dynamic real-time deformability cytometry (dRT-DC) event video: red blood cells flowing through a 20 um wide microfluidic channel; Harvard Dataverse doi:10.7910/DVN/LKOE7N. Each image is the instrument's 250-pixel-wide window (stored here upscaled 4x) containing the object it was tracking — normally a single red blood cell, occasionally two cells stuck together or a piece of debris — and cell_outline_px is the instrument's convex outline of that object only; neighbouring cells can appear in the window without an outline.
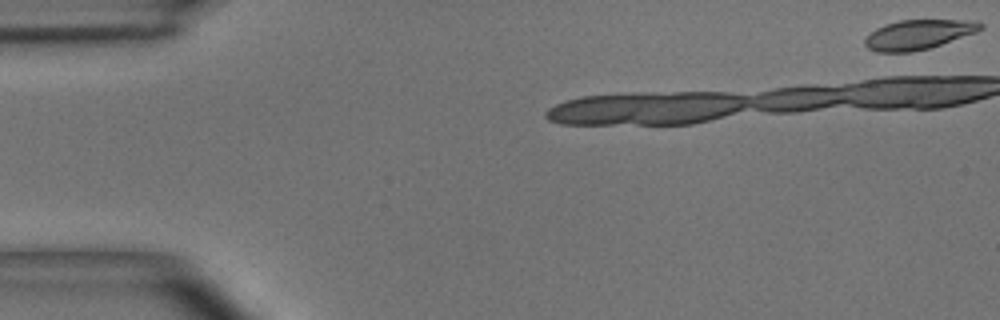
{"species": "common noctule bat (a hibernating species)", "species_latin": "Nyctalus noctula", "temperature_condition": "room temperature", "stored_images_in_passage": 9, "camera_frame_rate_fps": 3000, "um_per_image_px": 0.085, "animal": {"sex": "male", "body_mass_g": 15.6}, "frame": {"image": 1, "passage_image": 1, "time_ms": 0.0, "image_size_px": [1000, 320], "cell_outline_px": [[984, 28], [976, 32], [928, 48], [912, 52], [876, 52], [868, 48], [864, 44], [864, 40], [876, 28], [884, 24], [900, 20], [976, 20], [984, 24]], "centroid_in_image_um": [78.07, 2.92], "position_along_channel_um": 6.9, "area_um2": 19.88}}